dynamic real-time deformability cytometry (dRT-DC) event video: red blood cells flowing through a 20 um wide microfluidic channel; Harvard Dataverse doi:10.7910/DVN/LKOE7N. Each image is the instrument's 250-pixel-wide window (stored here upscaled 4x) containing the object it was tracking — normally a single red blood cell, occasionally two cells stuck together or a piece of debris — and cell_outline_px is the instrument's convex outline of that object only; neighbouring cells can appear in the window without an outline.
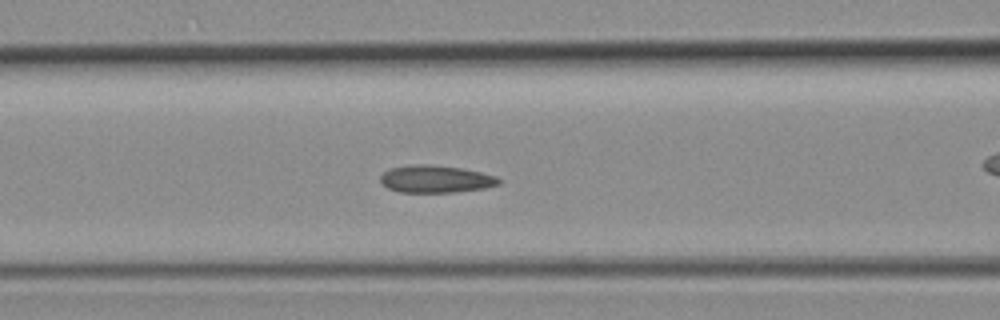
{"species": "common noctule bat (a hibernating species)", "species_latin": "Nyctalus noctula", "temperature_condition": "room temperature", "stored_images_in_passage": 38, "camera_frame_rate_fps": 3000, "um_per_image_px": 0.085, "animal": {"sex": "female", "body_mass_g": 19.3, "forearm_length_mm": 54.1}, "frame": {"image": 1, "passage_image": 11, "time_ms": 3.333, "image_size_px": [1000, 320], "cell_outline_px": [[500, 184], [484, 188], [456, 192], [400, 192], [388, 188], [380, 184], [380, 176], [388, 168], [416, 164], [428, 164], [460, 168], [480, 172], [496, 176], [500, 180]], "centroid_in_image_um": [36.99, 15.22], "position_along_channel_um": 129.6, "area_um2": 18.9}}
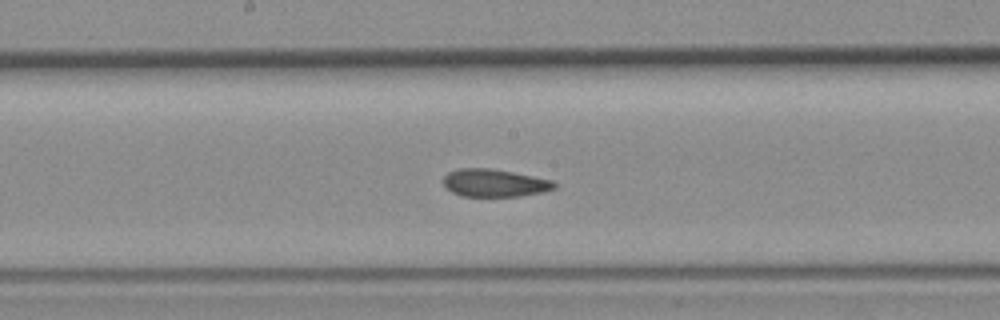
{"frame": {"image": 2, "passage_image": 16, "time_ms": 5.0, "image_size_px": [1000, 320], "cell_outline_px": [[556, 188], [544, 192], [520, 196], [460, 196], [444, 188], [444, 176], [448, 172], [460, 168], [492, 168], [552, 180], [556, 184]], "centroid_in_image_um": [42.01, 15.55], "position_along_channel_um": 206.2, "area_um2": 17.98}}
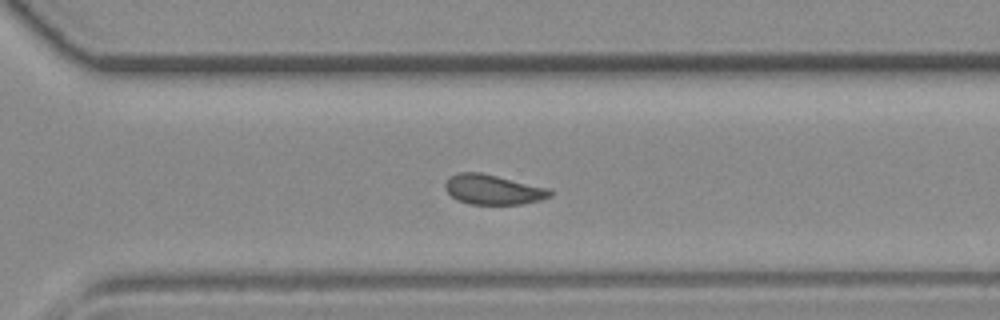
{"frame": {"image": 3, "passage_image": 24, "time_ms": 7.667, "image_size_px": [1000, 320], "cell_outline_px": [[552, 196], [540, 200], [520, 204], [468, 204], [456, 200], [444, 188], [444, 184], [448, 176], [460, 172], [480, 172], [548, 188], [552, 192]], "centroid_in_image_um": [41.86, 16.11], "position_along_channel_um": 328.7, "area_um2": 18.26}}